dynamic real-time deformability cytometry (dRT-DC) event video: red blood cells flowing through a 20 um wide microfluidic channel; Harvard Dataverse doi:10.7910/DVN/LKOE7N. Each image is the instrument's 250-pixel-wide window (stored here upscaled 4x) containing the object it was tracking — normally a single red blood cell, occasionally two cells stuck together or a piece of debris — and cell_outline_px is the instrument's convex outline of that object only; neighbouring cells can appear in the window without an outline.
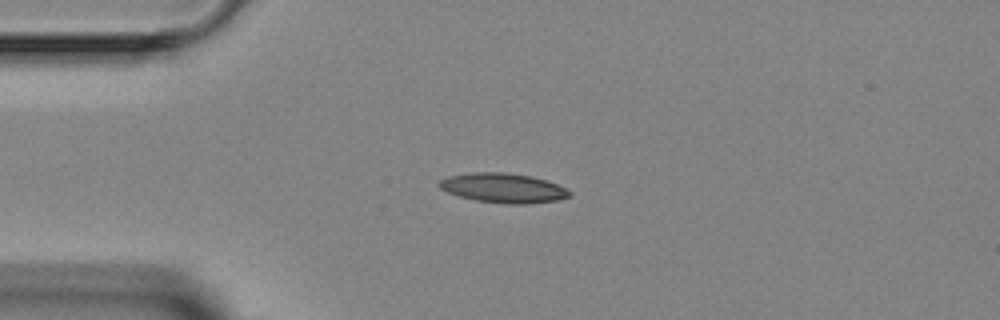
{"species": "Egyptian fruit bat (a non-hibernating species)", "species_latin": "Rousettus aegyptiacus", "temperature_condition": "room temperature", "stored_images_in_passage": 5, "camera_frame_rate_fps": 3000, "um_per_image_px": 0.085, "animal": {"sex": "female"}, "frame": {"image": 1, "passage_image": 3, "time_ms": 2.333, "image_size_px": [1000, 320], "cell_outline_px": [[572, 192], [568, 196], [560, 200], [528, 204], [504, 204], [476, 200], [460, 196], [448, 192], [440, 188], [436, 184], [440, 180], [448, 176], [472, 172], [504, 172], [528, 176], [544, 180], [556, 184]], "centroid_in_image_um": [42.74, 15.98], "position_along_channel_um": 42.3, "area_um2": 22.31}}
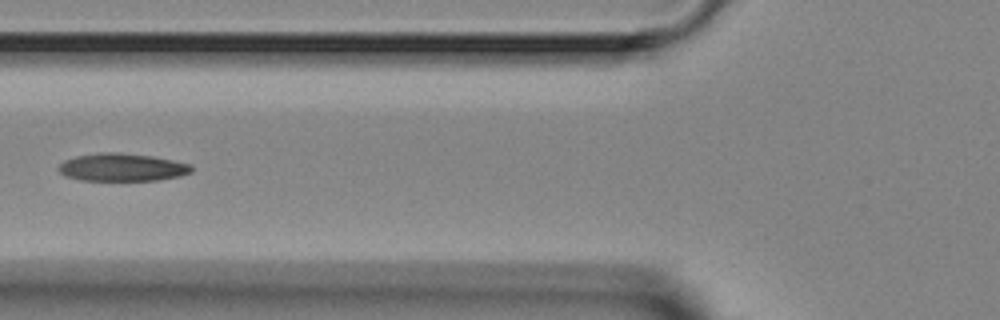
{"frame": {"image": 2, "passage_image": 5, "time_ms": 4.667, "image_size_px": [1000, 320], "cell_outline_px": [[192, 172], [180, 176], [156, 180], [80, 180], [64, 176], [56, 168], [64, 160], [76, 156], [100, 152], [116, 152], [152, 156], [192, 164]], "centroid_in_image_um": [10.36, 14.22], "position_along_channel_um": 115.4, "area_um2": 21.56}}